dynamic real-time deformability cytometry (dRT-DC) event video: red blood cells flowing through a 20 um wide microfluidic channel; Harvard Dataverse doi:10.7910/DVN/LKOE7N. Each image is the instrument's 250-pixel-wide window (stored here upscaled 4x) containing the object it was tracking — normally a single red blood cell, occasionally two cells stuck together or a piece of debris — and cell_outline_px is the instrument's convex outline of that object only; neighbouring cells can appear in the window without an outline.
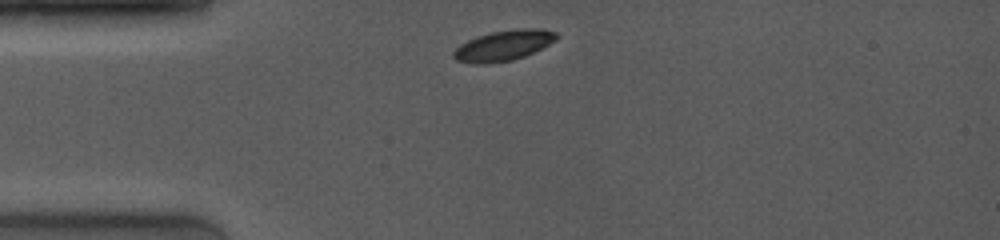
{"species": "common noctule bat (a hibernating species)", "species_latin": "Nyctalus noctula", "temperature_condition": "room temperature", "stored_images_in_passage": 2, "camera_frame_rate_fps": 4000, "um_per_image_px": 0.085, "animal": {"sex": "female", "body_mass_g": 19.0, "forearm_length_mm": 53.3}, "frame": {"image": 1, "passage_image": 1, "time_ms": 0.0, "image_size_px": [1000, 240], "cell_outline_px": [[560, 36], [556, 40], [524, 56], [512, 60], [488, 64], [472, 64], [456, 60], [452, 56], [452, 52], [460, 44], [476, 36], [492, 32], [516, 28], [544, 28], [556, 32]], "centroid_in_image_um": [42.79, 3.86], "position_along_channel_um": 42.2, "area_um2": 18.44}}